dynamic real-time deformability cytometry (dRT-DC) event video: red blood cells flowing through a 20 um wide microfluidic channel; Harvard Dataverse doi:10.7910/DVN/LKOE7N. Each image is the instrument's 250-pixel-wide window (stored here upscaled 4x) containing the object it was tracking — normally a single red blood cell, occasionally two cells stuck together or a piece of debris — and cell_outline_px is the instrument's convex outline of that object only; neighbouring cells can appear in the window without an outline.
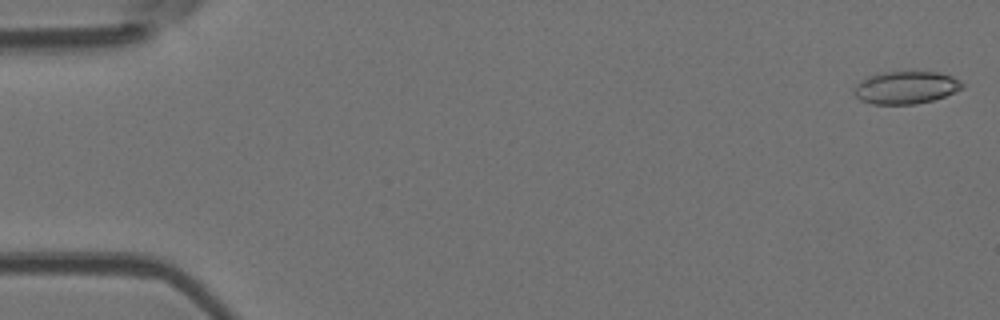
{"species": "Egyptian fruit bat (a non-hibernating species)", "species_latin": "Rousettus aegyptiacus", "temperature_condition": "room temperature", "stored_images_in_passage": 5, "camera_frame_rate_fps": 3000, "um_per_image_px": 0.085, "animal": {"sex": "female"}, "frame": {"image": 1, "passage_image": 1, "time_ms": 0.0, "image_size_px": [1000, 320], "cell_outline_px": [[964, 88], [944, 96], [932, 100], [916, 104], [872, 104], [860, 100], [852, 92], [852, 88], [860, 80], [868, 76], [884, 72], [940, 72], [952, 76], [960, 80], [964, 84]], "centroid_in_image_um": [76.98, 7.44], "position_along_channel_um": 8.0, "area_um2": 20.69}}
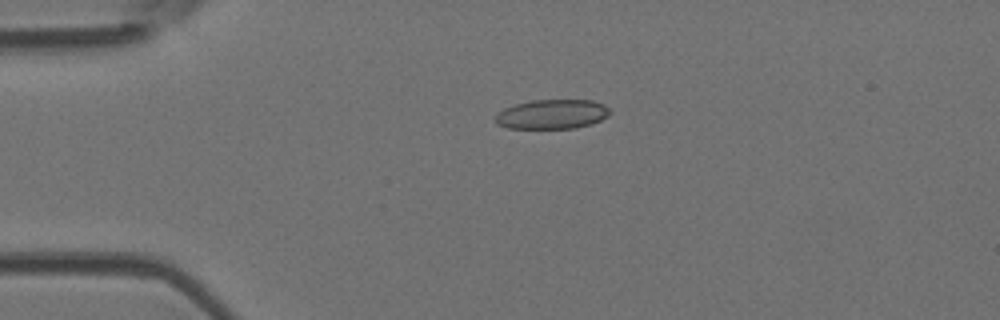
{"frame": {"image": 2, "passage_image": 4, "time_ms": 3.667, "image_size_px": [1000, 320], "cell_outline_px": [[612, 112], [608, 116], [592, 124], [576, 128], [508, 128], [496, 124], [492, 120], [496, 112], [504, 108], [516, 104], [532, 100], [592, 100], [604, 104]], "centroid_in_image_um": [46.89, 9.71], "position_along_channel_um": 38.1, "area_um2": 19.94}}